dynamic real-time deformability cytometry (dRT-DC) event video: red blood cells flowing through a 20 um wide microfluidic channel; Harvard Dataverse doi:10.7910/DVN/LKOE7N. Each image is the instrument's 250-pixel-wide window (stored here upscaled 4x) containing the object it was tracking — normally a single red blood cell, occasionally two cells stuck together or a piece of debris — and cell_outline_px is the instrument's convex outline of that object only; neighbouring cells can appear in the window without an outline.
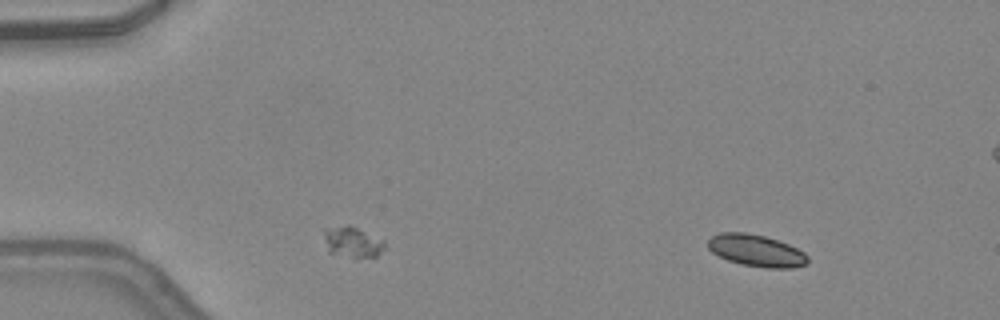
{"species": "common noctule bat (a hibernating species)", "species_latin": "Nyctalus noctula", "temperature_condition": "warm", "stored_images_in_passage": 7, "segment_of_instrument_passage": [2, 2], "camera_frame_rate_fps": 3000, "um_per_image_px": 0.085, "animal": {"sex": "female", "body_mass_g": 24.6, "forearm_length_mm": 56.2}, "frame": {"image": 1, "passage_image": 7, "time_ms": 2.0, "image_size_px": [1000, 320], "cell_outline_px": [[808, 264], [792, 268], [768, 268], [744, 264], [728, 260], [712, 252], [708, 248], [708, 240], [712, 236], [720, 232], [744, 232], [764, 236], [788, 244], [804, 252], [808, 256]], "centroid_in_image_um": [64.29, 21.3], "position_along_channel_um": 20.7, "area_um2": 18.38}}